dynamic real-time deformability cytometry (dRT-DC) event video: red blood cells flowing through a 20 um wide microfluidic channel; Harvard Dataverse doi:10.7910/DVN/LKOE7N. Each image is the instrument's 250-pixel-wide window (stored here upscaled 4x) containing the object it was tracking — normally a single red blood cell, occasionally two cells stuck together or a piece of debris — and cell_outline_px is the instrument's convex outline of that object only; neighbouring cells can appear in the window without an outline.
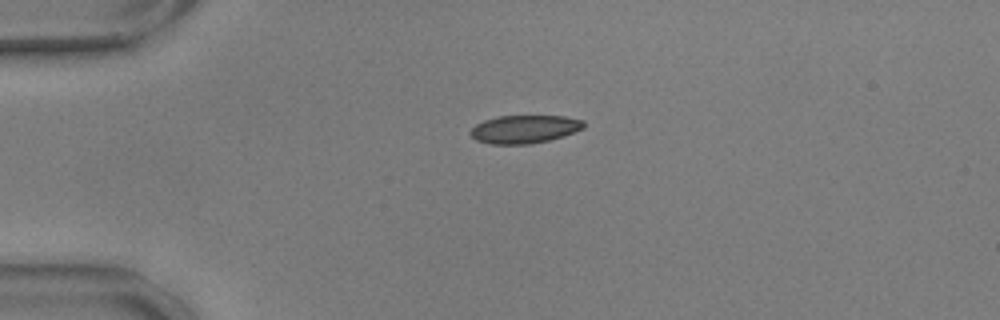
{"species": "common noctule bat (a hibernating species)", "species_latin": "Nyctalus noctula", "temperature_condition": "warm", "stored_images_in_passage": 24, "camera_frame_rate_fps": 3000, "um_per_image_px": 0.085, "animal": {"sex": "male", "body_mass_g": 17.9, "forearm_length_mm": 54.2}, "frame": {"image": 1, "passage_image": 1, "time_ms": 0.0, "image_size_px": [1000, 320], "cell_outline_px": [[584, 128], [564, 136], [548, 140], [528, 144], [488, 144], [476, 140], [468, 132], [476, 124], [484, 120], [500, 116], [564, 116], [584, 120]], "centroid_in_image_um": [44.57, 10.98], "position_along_channel_um": 40.4, "area_um2": 18.55}}